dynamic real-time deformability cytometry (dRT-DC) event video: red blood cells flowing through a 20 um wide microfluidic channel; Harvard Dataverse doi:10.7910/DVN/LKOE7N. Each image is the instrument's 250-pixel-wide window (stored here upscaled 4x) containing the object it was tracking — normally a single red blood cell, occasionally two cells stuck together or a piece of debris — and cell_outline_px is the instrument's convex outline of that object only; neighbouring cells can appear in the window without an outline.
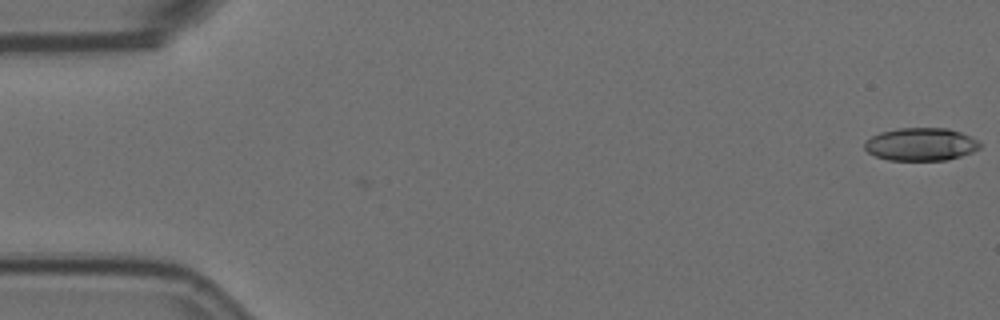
{"species": "Egyptian fruit bat (a non-hibernating species)", "species_latin": "Rousettus aegyptiacus", "temperature_condition": "room temperature", "stored_images_in_passage": 2, "camera_frame_rate_fps": 3000, "um_per_image_px": 0.085, "animal": {"sex": "female"}, "frame": {"image": 1, "passage_image": 2, "time_ms": 0.333, "image_size_px": [1000, 320], "cell_outline_px": [[980, 148], [972, 152], [948, 160], [888, 160], [876, 156], [868, 152], [864, 148], [864, 144], [872, 136], [880, 132], [900, 128], [948, 128], [972, 136], [980, 140]], "centroid_in_image_um": [78.31, 12.26], "position_along_channel_um": 6.7, "area_um2": 22.14}}